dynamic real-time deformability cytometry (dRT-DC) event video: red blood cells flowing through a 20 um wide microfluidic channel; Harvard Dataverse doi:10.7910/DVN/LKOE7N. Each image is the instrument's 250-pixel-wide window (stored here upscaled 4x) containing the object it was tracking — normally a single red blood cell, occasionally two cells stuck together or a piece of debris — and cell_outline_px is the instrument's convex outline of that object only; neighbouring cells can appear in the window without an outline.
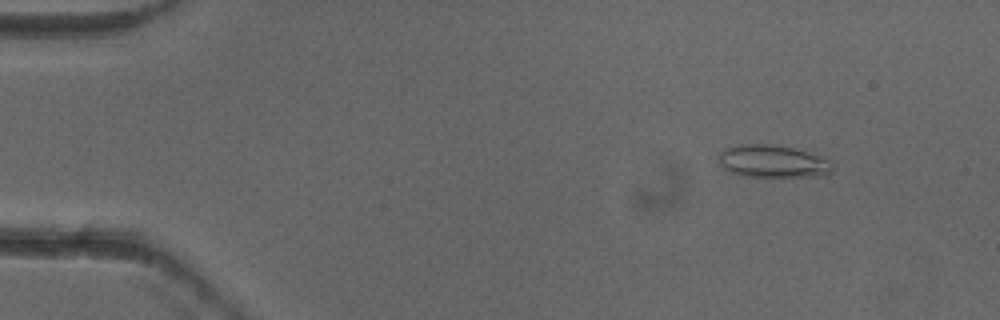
{"species": "common noctule bat (a hibernating species)", "species_latin": "Nyctalus noctula", "temperature_condition": "cold", "stored_images_in_passage": 4, "camera_frame_rate_fps": 3000, "um_per_image_px": 0.085, "animal": {"sex": "female"}, "frame": {"image": 1, "passage_image": 1, "time_ms": 0.0, "image_size_px": [1000, 320], "cell_outline_px": [[832, 172], [828, 176], [744, 176], [728, 172], [720, 164], [720, 152], [724, 148], [740, 144], [772, 144], [792, 148], [820, 156], [828, 160], [832, 164]], "centroid_in_image_um": [65.68, 13.72], "position_along_channel_um": 19.3, "area_um2": 21.5}}